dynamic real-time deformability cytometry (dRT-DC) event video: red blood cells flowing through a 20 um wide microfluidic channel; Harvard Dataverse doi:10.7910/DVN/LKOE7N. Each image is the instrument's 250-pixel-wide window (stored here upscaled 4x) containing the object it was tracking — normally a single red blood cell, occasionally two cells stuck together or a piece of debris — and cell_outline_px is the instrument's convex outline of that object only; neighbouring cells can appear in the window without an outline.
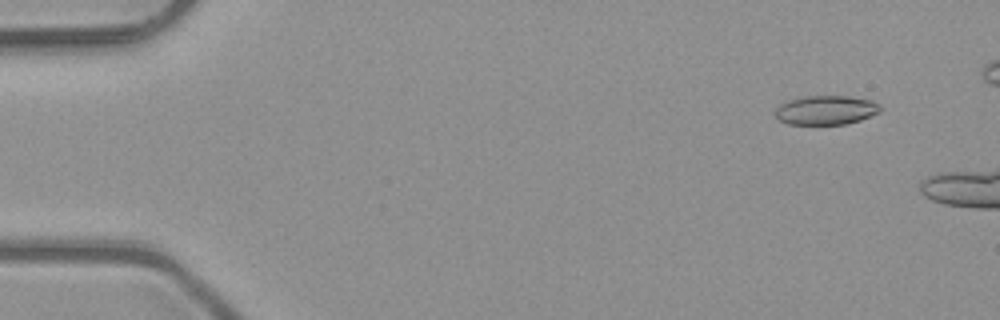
{"species": "common noctule bat (a hibernating species)", "species_latin": "Nyctalus noctula", "temperature_condition": "room temperature", "stored_images_in_passage": 5, "camera_frame_rate_fps": 3000, "um_per_image_px": 0.085, "animal": {"sex": "male", "body_mass_g": 23.1, "forearm_length_mm": 52.7}, "frame": {"image": 1, "passage_image": 2, "time_ms": 0.333, "image_size_px": [1000, 320], "cell_outline_px": [[884, 108], [880, 112], [860, 120], [844, 124], [788, 124], [780, 120], [772, 112], [780, 104], [804, 96], [848, 96], [872, 100], [880, 104]], "centroid_in_image_um": [70.24, 9.36], "position_along_channel_um": 14.8, "area_um2": 17.92}}